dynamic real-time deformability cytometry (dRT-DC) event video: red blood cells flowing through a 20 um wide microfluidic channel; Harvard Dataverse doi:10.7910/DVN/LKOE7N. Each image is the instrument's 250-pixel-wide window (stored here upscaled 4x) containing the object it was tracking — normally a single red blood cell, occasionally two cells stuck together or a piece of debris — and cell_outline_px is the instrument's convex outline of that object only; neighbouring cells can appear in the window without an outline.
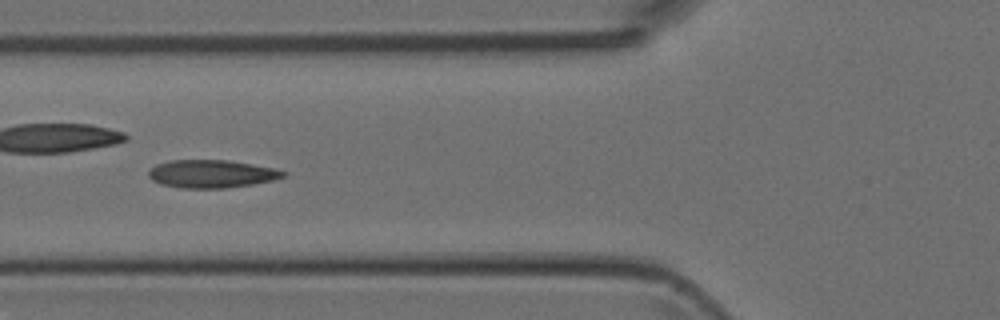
{"species": "Egyptian fruit bat (a non-hibernating species)", "species_latin": "Rousettus aegyptiacus", "temperature_condition": "room temperature", "stored_images_in_passage": 47, "camera_frame_rate_fps": 3000, "um_per_image_px": 0.085, "animal": {"sex": "female"}, "frame": {"image": 1, "passage_image": 17, "time_ms": 5.333, "image_size_px": [1000, 320], "cell_outline_px": [[288, 172], [284, 176], [272, 180], [252, 184], [224, 188], [180, 188], [160, 184], [152, 180], [148, 176], [148, 172], [156, 164], [172, 160], [228, 160], [276, 168]], "centroid_in_image_um": [17.98, 14.77], "position_along_channel_um": 107.8, "area_um2": 21.91}}
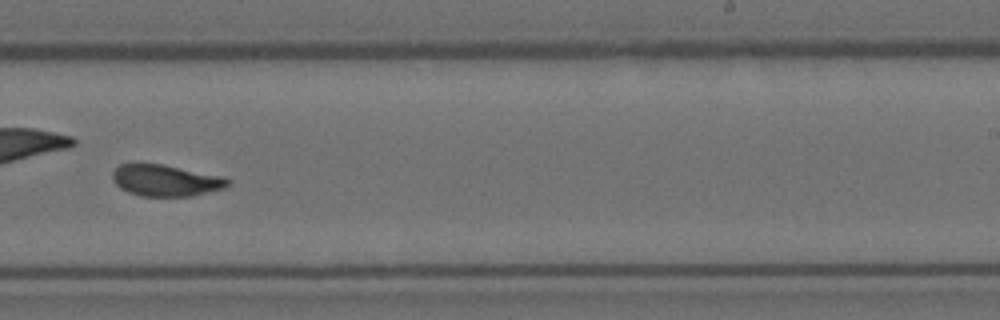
{"frame": {"image": 2, "passage_image": 29, "time_ms": 9.333, "image_size_px": [1000, 320], "cell_outline_px": [[232, 184], [224, 188], [192, 196], [140, 196], [128, 192], [120, 188], [112, 180], [112, 172], [120, 164], [136, 160], [140, 160], [164, 164], [224, 176], [232, 180]], "centroid_in_image_um": [14.06, 15.29], "position_along_channel_um": 274.9, "area_um2": 22.08}}
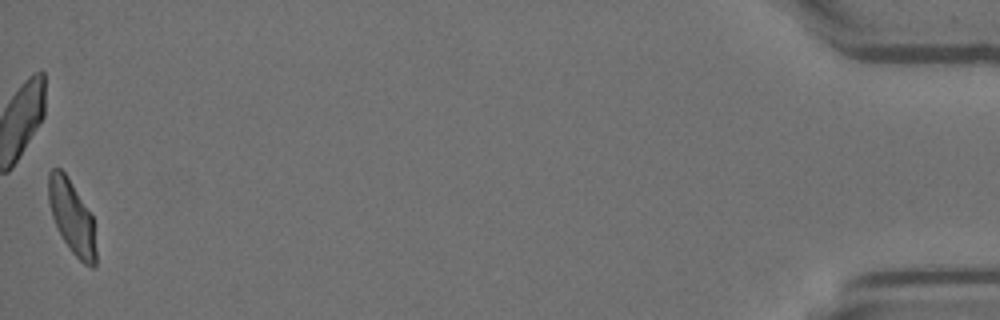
{"frame": {"image": 3, "passage_image": 47, "time_ms": 15.333, "image_size_px": [1000, 320], "cell_outline_px": [[96, 264], [92, 268], [84, 264], [72, 252], [64, 240], [52, 216], [48, 200], [48, 172], [52, 168], [60, 168], [64, 172], [92, 216], [96, 252]], "centroid_in_image_um": [6.1, 18.45], "position_along_channel_um": 429.1, "area_um2": 19.88}}